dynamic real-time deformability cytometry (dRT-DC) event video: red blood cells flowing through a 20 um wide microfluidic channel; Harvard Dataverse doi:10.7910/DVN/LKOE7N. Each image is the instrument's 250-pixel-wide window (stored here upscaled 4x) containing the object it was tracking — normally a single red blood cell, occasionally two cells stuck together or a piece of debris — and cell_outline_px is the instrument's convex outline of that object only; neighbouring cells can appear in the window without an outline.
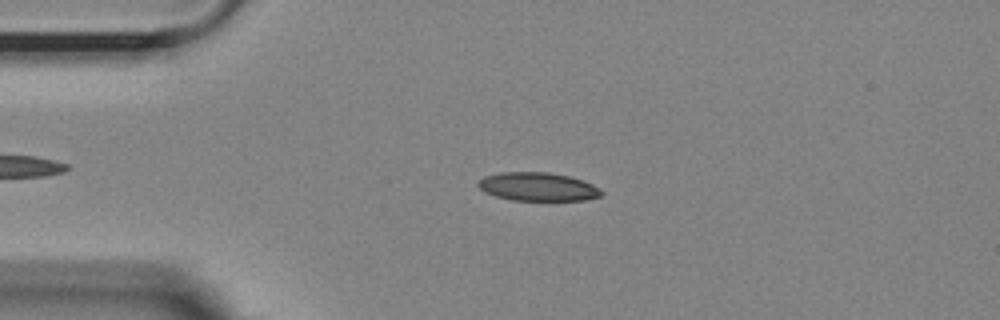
{"species": "Egyptian fruit bat (a non-hibernating species)", "species_latin": "Rousettus aegyptiacus", "temperature_condition": "room temperature", "stored_images_in_passage": 28, "camera_frame_rate_fps": 3000, "um_per_image_px": 0.085, "animal": {"sex": "female"}, "frame": {"image": 1, "passage_image": 12, "time_ms": 3.667, "image_size_px": [1000, 320], "cell_outline_px": [[604, 192], [600, 196], [584, 200], [512, 200], [496, 196], [484, 192], [476, 184], [484, 176], [500, 172], [548, 172], [568, 176], [584, 180], [600, 188]], "centroid_in_image_um": [45.72, 15.86], "position_along_channel_um": 39.3, "area_um2": 20.46}}
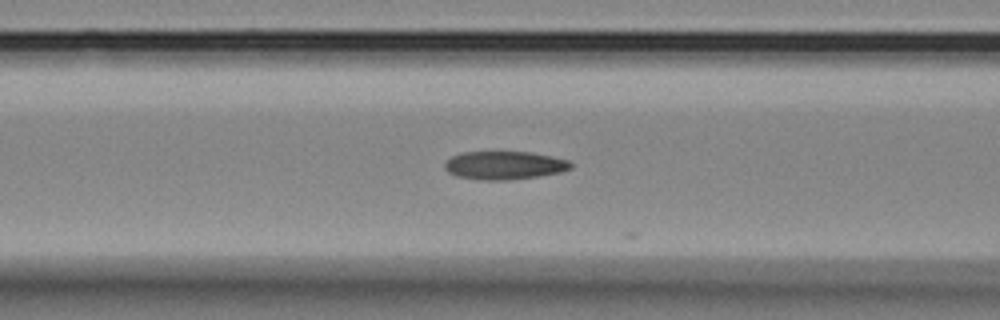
{"frame": {"image": 2, "passage_image": 21, "time_ms": 6.667, "image_size_px": [1000, 320], "cell_outline_px": [[572, 168], [560, 172], [536, 176], [508, 180], [476, 180], [456, 176], [448, 172], [444, 168], [444, 164], [452, 156], [460, 152], [528, 152], [552, 156], [568, 160], [572, 164]], "centroid_in_image_um": [42.84, 14.05], "position_along_channel_um": 123.8, "area_um2": 20.75}}
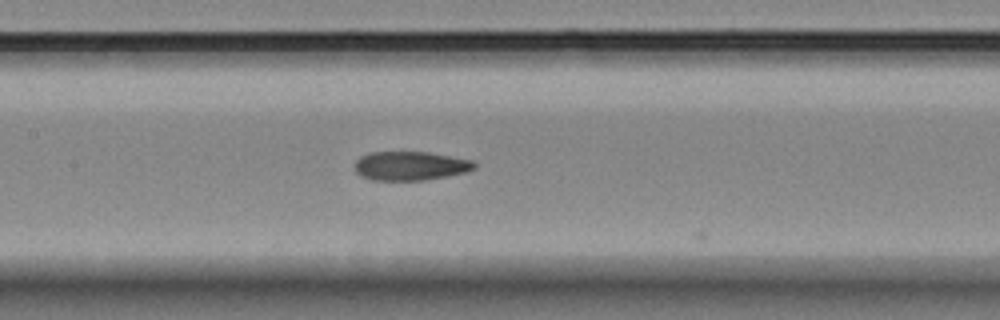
{"frame": {"image": 3, "passage_image": 25, "time_ms": 8.0, "image_size_px": [1000, 320], "cell_outline_px": [[476, 168], [464, 172], [424, 180], [372, 180], [360, 176], [356, 172], [356, 160], [360, 156], [368, 152], [428, 152], [472, 160], [476, 164]], "centroid_in_image_um": [34.85, 14.09], "position_along_channel_um": 172.6, "area_um2": 20.06}}